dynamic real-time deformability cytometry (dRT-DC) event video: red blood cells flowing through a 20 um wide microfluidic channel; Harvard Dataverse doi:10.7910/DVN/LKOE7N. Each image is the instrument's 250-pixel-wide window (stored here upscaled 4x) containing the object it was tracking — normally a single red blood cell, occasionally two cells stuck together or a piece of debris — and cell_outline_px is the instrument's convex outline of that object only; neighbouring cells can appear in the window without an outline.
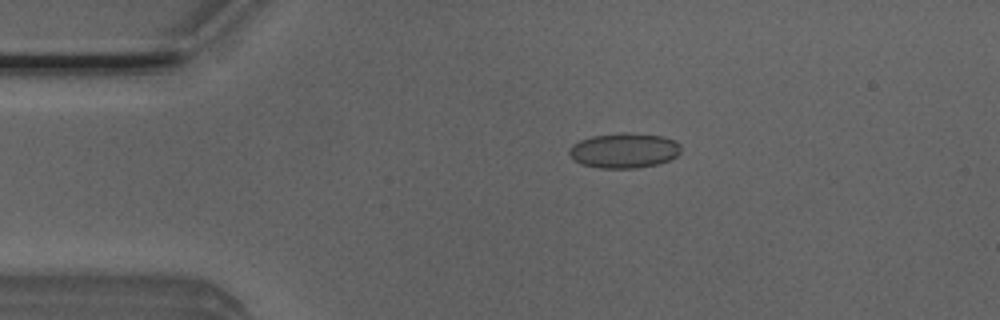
{"species": "Egyptian fruit bat (a non-hibernating species)", "species_latin": "Rousettus aegyptiacus", "temperature_condition": "room temperature", "stored_images_in_passage": 44, "camera_frame_rate_fps": 3000, "um_per_image_px": 0.085, "animal": {"sex": "male"}, "frame": {"image": 1, "passage_image": 2, "time_ms": 0.333, "image_size_px": [1000, 320], "cell_outline_px": [[680, 152], [676, 156], [668, 160], [656, 164], [636, 168], [600, 168], [580, 164], [568, 152], [568, 148], [572, 144], [580, 140], [592, 136], [620, 132], [628, 132], [664, 136], [680, 144]], "centroid_in_image_um": [53.03, 12.78], "position_along_channel_um": 32.0, "area_um2": 22.83}}
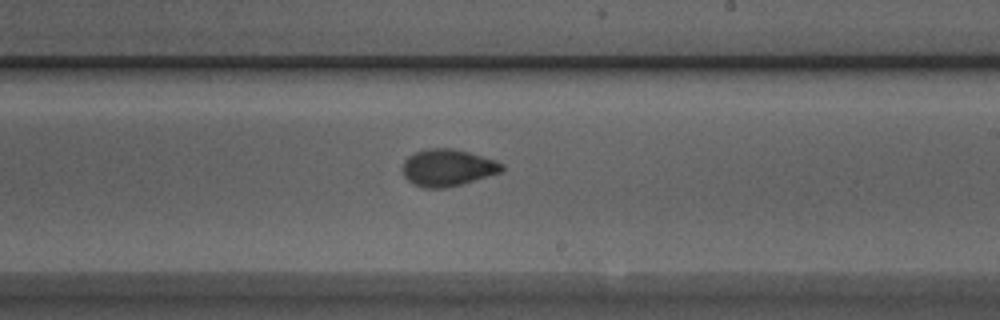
{"frame": {"image": 2, "passage_image": 22, "time_ms": 7.0, "image_size_px": [1000, 320], "cell_outline_px": [[504, 168], [500, 172], [460, 184], [444, 188], [424, 188], [412, 184], [404, 176], [404, 160], [408, 156], [416, 152], [428, 148], [452, 148], [468, 152], [496, 160], [504, 164]], "centroid_in_image_um": [38.04, 14.25], "position_along_channel_um": 251.0, "area_um2": 21.15}}
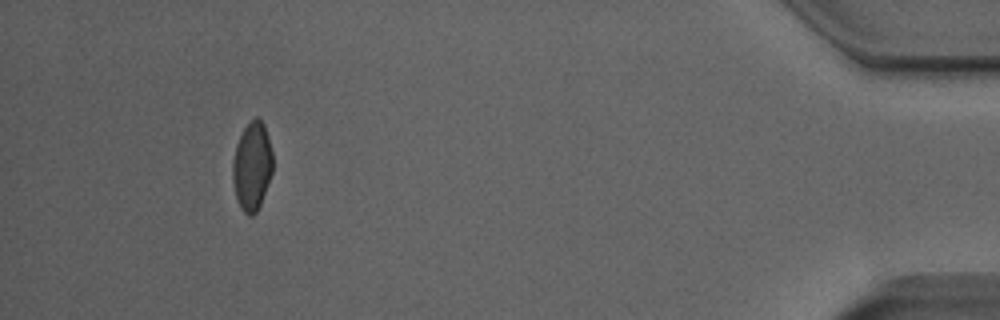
{"frame": {"image": 3, "passage_image": 40, "time_ms": 13.0, "image_size_px": [1000, 320], "cell_outline_px": [[272, 172], [260, 204], [256, 212], [252, 216], [248, 216], [240, 208], [236, 196], [232, 180], [232, 164], [236, 144], [244, 128], [256, 116], [264, 124], [272, 152]], "centroid_in_image_um": [21.41, 14.14], "position_along_channel_um": 413.8, "area_um2": 20.46}, "authors_computed_cell_mechanics": {"area_um2": 21.1837, "velocity_mm_per_s": 3.9099, "shape_relaxation_time_tau1_ms": 4.3134, "shape_relaxation_time_tau2_ms": 1.1569, "deformation_change_tau1": 0.1084, "deformation_change_tau2": 0.038}}